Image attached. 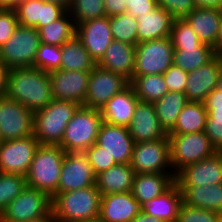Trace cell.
Segmentation results:
<instances>
[{
  "label": "cell",
  "mask_w": 222,
  "mask_h": 222,
  "mask_svg": "<svg viewBox=\"0 0 222 222\" xmlns=\"http://www.w3.org/2000/svg\"><path fill=\"white\" fill-rule=\"evenodd\" d=\"M215 222H222V214H220V215L218 216V218L216 219Z\"/></svg>",
  "instance_id": "obj_60"
},
{
  "label": "cell",
  "mask_w": 222,
  "mask_h": 222,
  "mask_svg": "<svg viewBox=\"0 0 222 222\" xmlns=\"http://www.w3.org/2000/svg\"><path fill=\"white\" fill-rule=\"evenodd\" d=\"M29 222H58V221L54 218V215L51 212L48 216H45L37 220H32Z\"/></svg>",
  "instance_id": "obj_56"
},
{
  "label": "cell",
  "mask_w": 222,
  "mask_h": 222,
  "mask_svg": "<svg viewBox=\"0 0 222 222\" xmlns=\"http://www.w3.org/2000/svg\"><path fill=\"white\" fill-rule=\"evenodd\" d=\"M168 138L171 167L175 174L185 166L197 163L218 152L204 131L188 134H168Z\"/></svg>",
  "instance_id": "obj_6"
},
{
  "label": "cell",
  "mask_w": 222,
  "mask_h": 222,
  "mask_svg": "<svg viewBox=\"0 0 222 222\" xmlns=\"http://www.w3.org/2000/svg\"><path fill=\"white\" fill-rule=\"evenodd\" d=\"M135 174L130 164H116L96 175L95 185L101 195L130 192Z\"/></svg>",
  "instance_id": "obj_30"
},
{
  "label": "cell",
  "mask_w": 222,
  "mask_h": 222,
  "mask_svg": "<svg viewBox=\"0 0 222 222\" xmlns=\"http://www.w3.org/2000/svg\"><path fill=\"white\" fill-rule=\"evenodd\" d=\"M80 222H103V221H101V220L98 218V219H94V220H90V221H80Z\"/></svg>",
  "instance_id": "obj_59"
},
{
  "label": "cell",
  "mask_w": 222,
  "mask_h": 222,
  "mask_svg": "<svg viewBox=\"0 0 222 222\" xmlns=\"http://www.w3.org/2000/svg\"><path fill=\"white\" fill-rule=\"evenodd\" d=\"M96 143L114 157L116 164H130L135 141L128 127L103 122Z\"/></svg>",
  "instance_id": "obj_18"
},
{
  "label": "cell",
  "mask_w": 222,
  "mask_h": 222,
  "mask_svg": "<svg viewBox=\"0 0 222 222\" xmlns=\"http://www.w3.org/2000/svg\"><path fill=\"white\" fill-rule=\"evenodd\" d=\"M196 7L218 8L222 10V0H194Z\"/></svg>",
  "instance_id": "obj_51"
},
{
  "label": "cell",
  "mask_w": 222,
  "mask_h": 222,
  "mask_svg": "<svg viewBox=\"0 0 222 222\" xmlns=\"http://www.w3.org/2000/svg\"><path fill=\"white\" fill-rule=\"evenodd\" d=\"M127 0H104L106 16L110 17L127 12Z\"/></svg>",
  "instance_id": "obj_49"
},
{
  "label": "cell",
  "mask_w": 222,
  "mask_h": 222,
  "mask_svg": "<svg viewBox=\"0 0 222 222\" xmlns=\"http://www.w3.org/2000/svg\"><path fill=\"white\" fill-rule=\"evenodd\" d=\"M40 43L39 30L18 25L13 35L0 47V63L9 69L33 67Z\"/></svg>",
  "instance_id": "obj_7"
},
{
  "label": "cell",
  "mask_w": 222,
  "mask_h": 222,
  "mask_svg": "<svg viewBox=\"0 0 222 222\" xmlns=\"http://www.w3.org/2000/svg\"><path fill=\"white\" fill-rule=\"evenodd\" d=\"M80 105L53 99L45 108L33 113V136L39 145H60L67 124Z\"/></svg>",
  "instance_id": "obj_3"
},
{
  "label": "cell",
  "mask_w": 222,
  "mask_h": 222,
  "mask_svg": "<svg viewBox=\"0 0 222 222\" xmlns=\"http://www.w3.org/2000/svg\"><path fill=\"white\" fill-rule=\"evenodd\" d=\"M129 85L142 102L154 103L169 92L162 74L133 75Z\"/></svg>",
  "instance_id": "obj_36"
},
{
  "label": "cell",
  "mask_w": 222,
  "mask_h": 222,
  "mask_svg": "<svg viewBox=\"0 0 222 222\" xmlns=\"http://www.w3.org/2000/svg\"><path fill=\"white\" fill-rule=\"evenodd\" d=\"M125 4L127 13L134 19H137L140 14L152 11L158 6L157 0H127Z\"/></svg>",
  "instance_id": "obj_48"
},
{
  "label": "cell",
  "mask_w": 222,
  "mask_h": 222,
  "mask_svg": "<svg viewBox=\"0 0 222 222\" xmlns=\"http://www.w3.org/2000/svg\"><path fill=\"white\" fill-rule=\"evenodd\" d=\"M102 123L103 118L99 109L79 106L67 124L59 146L65 152H84L97 142Z\"/></svg>",
  "instance_id": "obj_5"
},
{
  "label": "cell",
  "mask_w": 222,
  "mask_h": 222,
  "mask_svg": "<svg viewBox=\"0 0 222 222\" xmlns=\"http://www.w3.org/2000/svg\"><path fill=\"white\" fill-rule=\"evenodd\" d=\"M222 63L216 55L206 65L188 72L185 95L188 101L204 102L207 95L216 88Z\"/></svg>",
  "instance_id": "obj_22"
},
{
  "label": "cell",
  "mask_w": 222,
  "mask_h": 222,
  "mask_svg": "<svg viewBox=\"0 0 222 222\" xmlns=\"http://www.w3.org/2000/svg\"><path fill=\"white\" fill-rule=\"evenodd\" d=\"M218 91H220L222 93V68L218 77V80L216 82V88Z\"/></svg>",
  "instance_id": "obj_57"
},
{
  "label": "cell",
  "mask_w": 222,
  "mask_h": 222,
  "mask_svg": "<svg viewBox=\"0 0 222 222\" xmlns=\"http://www.w3.org/2000/svg\"><path fill=\"white\" fill-rule=\"evenodd\" d=\"M175 173H137L131 193L141 204L159 197L173 183Z\"/></svg>",
  "instance_id": "obj_27"
},
{
  "label": "cell",
  "mask_w": 222,
  "mask_h": 222,
  "mask_svg": "<svg viewBox=\"0 0 222 222\" xmlns=\"http://www.w3.org/2000/svg\"><path fill=\"white\" fill-rule=\"evenodd\" d=\"M95 177L85 152H66L62 162L58 192L94 186Z\"/></svg>",
  "instance_id": "obj_14"
},
{
  "label": "cell",
  "mask_w": 222,
  "mask_h": 222,
  "mask_svg": "<svg viewBox=\"0 0 222 222\" xmlns=\"http://www.w3.org/2000/svg\"><path fill=\"white\" fill-rule=\"evenodd\" d=\"M26 186V176L0 172V215Z\"/></svg>",
  "instance_id": "obj_39"
},
{
  "label": "cell",
  "mask_w": 222,
  "mask_h": 222,
  "mask_svg": "<svg viewBox=\"0 0 222 222\" xmlns=\"http://www.w3.org/2000/svg\"><path fill=\"white\" fill-rule=\"evenodd\" d=\"M222 63V49L216 54Z\"/></svg>",
  "instance_id": "obj_58"
},
{
  "label": "cell",
  "mask_w": 222,
  "mask_h": 222,
  "mask_svg": "<svg viewBox=\"0 0 222 222\" xmlns=\"http://www.w3.org/2000/svg\"><path fill=\"white\" fill-rule=\"evenodd\" d=\"M174 182L177 186H206L222 183V151L185 166L175 174Z\"/></svg>",
  "instance_id": "obj_16"
},
{
  "label": "cell",
  "mask_w": 222,
  "mask_h": 222,
  "mask_svg": "<svg viewBox=\"0 0 222 222\" xmlns=\"http://www.w3.org/2000/svg\"><path fill=\"white\" fill-rule=\"evenodd\" d=\"M51 200L44 191L26 186L0 215V222H29L48 216Z\"/></svg>",
  "instance_id": "obj_8"
},
{
  "label": "cell",
  "mask_w": 222,
  "mask_h": 222,
  "mask_svg": "<svg viewBox=\"0 0 222 222\" xmlns=\"http://www.w3.org/2000/svg\"><path fill=\"white\" fill-rule=\"evenodd\" d=\"M39 141L30 135L2 141L0 144V172L26 176Z\"/></svg>",
  "instance_id": "obj_13"
},
{
  "label": "cell",
  "mask_w": 222,
  "mask_h": 222,
  "mask_svg": "<svg viewBox=\"0 0 222 222\" xmlns=\"http://www.w3.org/2000/svg\"><path fill=\"white\" fill-rule=\"evenodd\" d=\"M170 37L137 43L133 75L163 74L173 65Z\"/></svg>",
  "instance_id": "obj_9"
},
{
  "label": "cell",
  "mask_w": 222,
  "mask_h": 222,
  "mask_svg": "<svg viewBox=\"0 0 222 222\" xmlns=\"http://www.w3.org/2000/svg\"><path fill=\"white\" fill-rule=\"evenodd\" d=\"M97 63L75 35L61 46V70L91 72Z\"/></svg>",
  "instance_id": "obj_31"
},
{
  "label": "cell",
  "mask_w": 222,
  "mask_h": 222,
  "mask_svg": "<svg viewBox=\"0 0 222 222\" xmlns=\"http://www.w3.org/2000/svg\"><path fill=\"white\" fill-rule=\"evenodd\" d=\"M43 1L58 4L64 7L67 11L69 10V7L71 6L72 3V0H43Z\"/></svg>",
  "instance_id": "obj_55"
},
{
  "label": "cell",
  "mask_w": 222,
  "mask_h": 222,
  "mask_svg": "<svg viewBox=\"0 0 222 222\" xmlns=\"http://www.w3.org/2000/svg\"><path fill=\"white\" fill-rule=\"evenodd\" d=\"M131 222H165V221L157 219L155 217H151L142 212L141 214L137 215Z\"/></svg>",
  "instance_id": "obj_52"
},
{
  "label": "cell",
  "mask_w": 222,
  "mask_h": 222,
  "mask_svg": "<svg viewBox=\"0 0 222 222\" xmlns=\"http://www.w3.org/2000/svg\"><path fill=\"white\" fill-rule=\"evenodd\" d=\"M175 18L161 7L137 17L138 43L170 37Z\"/></svg>",
  "instance_id": "obj_26"
},
{
  "label": "cell",
  "mask_w": 222,
  "mask_h": 222,
  "mask_svg": "<svg viewBox=\"0 0 222 222\" xmlns=\"http://www.w3.org/2000/svg\"><path fill=\"white\" fill-rule=\"evenodd\" d=\"M182 195L174 182L159 197L142 204V212L165 222H177Z\"/></svg>",
  "instance_id": "obj_29"
},
{
  "label": "cell",
  "mask_w": 222,
  "mask_h": 222,
  "mask_svg": "<svg viewBox=\"0 0 222 222\" xmlns=\"http://www.w3.org/2000/svg\"><path fill=\"white\" fill-rule=\"evenodd\" d=\"M182 203L222 214V183L203 186H178Z\"/></svg>",
  "instance_id": "obj_28"
},
{
  "label": "cell",
  "mask_w": 222,
  "mask_h": 222,
  "mask_svg": "<svg viewBox=\"0 0 222 222\" xmlns=\"http://www.w3.org/2000/svg\"><path fill=\"white\" fill-rule=\"evenodd\" d=\"M18 25L39 30L62 17L67 10L55 3L43 0H22L14 7Z\"/></svg>",
  "instance_id": "obj_20"
},
{
  "label": "cell",
  "mask_w": 222,
  "mask_h": 222,
  "mask_svg": "<svg viewBox=\"0 0 222 222\" xmlns=\"http://www.w3.org/2000/svg\"><path fill=\"white\" fill-rule=\"evenodd\" d=\"M138 101L139 98L135 95L133 88L128 85L100 109L103 122L128 127Z\"/></svg>",
  "instance_id": "obj_23"
},
{
  "label": "cell",
  "mask_w": 222,
  "mask_h": 222,
  "mask_svg": "<svg viewBox=\"0 0 222 222\" xmlns=\"http://www.w3.org/2000/svg\"><path fill=\"white\" fill-rule=\"evenodd\" d=\"M22 0H0V8H14Z\"/></svg>",
  "instance_id": "obj_54"
},
{
  "label": "cell",
  "mask_w": 222,
  "mask_h": 222,
  "mask_svg": "<svg viewBox=\"0 0 222 222\" xmlns=\"http://www.w3.org/2000/svg\"><path fill=\"white\" fill-rule=\"evenodd\" d=\"M18 26L14 8H0V47L13 35Z\"/></svg>",
  "instance_id": "obj_47"
},
{
  "label": "cell",
  "mask_w": 222,
  "mask_h": 222,
  "mask_svg": "<svg viewBox=\"0 0 222 222\" xmlns=\"http://www.w3.org/2000/svg\"><path fill=\"white\" fill-rule=\"evenodd\" d=\"M128 130L135 143L157 141L168 135L160 125L154 104L142 101L135 107Z\"/></svg>",
  "instance_id": "obj_19"
},
{
  "label": "cell",
  "mask_w": 222,
  "mask_h": 222,
  "mask_svg": "<svg viewBox=\"0 0 222 222\" xmlns=\"http://www.w3.org/2000/svg\"><path fill=\"white\" fill-rule=\"evenodd\" d=\"M173 48V65L180 67L186 72L206 65L216 56L214 48L205 43H202L200 46Z\"/></svg>",
  "instance_id": "obj_33"
},
{
  "label": "cell",
  "mask_w": 222,
  "mask_h": 222,
  "mask_svg": "<svg viewBox=\"0 0 222 222\" xmlns=\"http://www.w3.org/2000/svg\"><path fill=\"white\" fill-rule=\"evenodd\" d=\"M135 173H174L168 135L157 141L135 143L130 161Z\"/></svg>",
  "instance_id": "obj_10"
},
{
  "label": "cell",
  "mask_w": 222,
  "mask_h": 222,
  "mask_svg": "<svg viewBox=\"0 0 222 222\" xmlns=\"http://www.w3.org/2000/svg\"><path fill=\"white\" fill-rule=\"evenodd\" d=\"M40 42L62 46L76 35V25L67 11L62 17L39 29Z\"/></svg>",
  "instance_id": "obj_37"
},
{
  "label": "cell",
  "mask_w": 222,
  "mask_h": 222,
  "mask_svg": "<svg viewBox=\"0 0 222 222\" xmlns=\"http://www.w3.org/2000/svg\"><path fill=\"white\" fill-rule=\"evenodd\" d=\"M162 75L169 91L185 92L188 72L180 67L171 65Z\"/></svg>",
  "instance_id": "obj_46"
},
{
  "label": "cell",
  "mask_w": 222,
  "mask_h": 222,
  "mask_svg": "<svg viewBox=\"0 0 222 222\" xmlns=\"http://www.w3.org/2000/svg\"><path fill=\"white\" fill-rule=\"evenodd\" d=\"M6 96L33 113L45 108L53 100L49 72L36 67L10 69Z\"/></svg>",
  "instance_id": "obj_1"
},
{
  "label": "cell",
  "mask_w": 222,
  "mask_h": 222,
  "mask_svg": "<svg viewBox=\"0 0 222 222\" xmlns=\"http://www.w3.org/2000/svg\"><path fill=\"white\" fill-rule=\"evenodd\" d=\"M129 85L122 75L96 66L91 72L83 106L101 109L115 94Z\"/></svg>",
  "instance_id": "obj_12"
},
{
  "label": "cell",
  "mask_w": 222,
  "mask_h": 222,
  "mask_svg": "<svg viewBox=\"0 0 222 222\" xmlns=\"http://www.w3.org/2000/svg\"><path fill=\"white\" fill-rule=\"evenodd\" d=\"M170 39L173 47L200 46L202 42L184 19H175Z\"/></svg>",
  "instance_id": "obj_42"
},
{
  "label": "cell",
  "mask_w": 222,
  "mask_h": 222,
  "mask_svg": "<svg viewBox=\"0 0 222 222\" xmlns=\"http://www.w3.org/2000/svg\"><path fill=\"white\" fill-rule=\"evenodd\" d=\"M220 214L181 203L177 222H215Z\"/></svg>",
  "instance_id": "obj_44"
},
{
  "label": "cell",
  "mask_w": 222,
  "mask_h": 222,
  "mask_svg": "<svg viewBox=\"0 0 222 222\" xmlns=\"http://www.w3.org/2000/svg\"><path fill=\"white\" fill-rule=\"evenodd\" d=\"M61 64V46L40 43L34 66L44 72L59 70Z\"/></svg>",
  "instance_id": "obj_41"
},
{
  "label": "cell",
  "mask_w": 222,
  "mask_h": 222,
  "mask_svg": "<svg viewBox=\"0 0 222 222\" xmlns=\"http://www.w3.org/2000/svg\"><path fill=\"white\" fill-rule=\"evenodd\" d=\"M65 154L59 145H39L26 175L27 186L42 190L51 198L57 194Z\"/></svg>",
  "instance_id": "obj_4"
},
{
  "label": "cell",
  "mask_w": 222,
  "mask_h": 222,
  "mask_svg": "<svg viewBox=\"0 0 222 222\" xmlns=\"http://www.w3.org/2000/svg\"><path fill=\"white\" fill-rule=\"evenodd\" d=\"M135 50V45L113 40L97 65L130 81L135 66Z\"/></svg>",
  "instance_id": "obj_25"
},
{
  "label": "cell",
  "mask_w": 222,
  "mask_h": 222,
  "mask_svg": "<svg viewBox=\"0 0 222 222\" xmlns=\"http://www.w3.org/2000/svg\"><path fill=\"white\" fill-rule=\"evenodd\" d=\"M33 135V112L7 96L0 97V137L2 141Z\"/></svg>",
  "instance_id": "obj_11"
},
{
  "label": "cell",
  "mask_w": 222,
  "mask_h": 222,
  "mask_svg": "<svg viewBox=\"0 0 222 222\" xmlns=\"http://www.w3.org/2000/svg\"><path fill=\"white\" fill-rule=\"evenodd\" d=\"M222 49V16L219 25V31L216 40V54Z\"/></svg>",
  "instance_id": "obj_53"
},
{
  "label": "cell",
  "mask_w": 222,
  "mask_h": 222,
  "mask_svg": "<svg viewBox=\"0 0 222 222\" xmlns=\"http://www.w3.org/2000/svg\"><path fill=\"white\" fill-rule=\"evenodd\" d=\"M49 75L53 99L84 105L90 72L59 69Z\"/></svg>",
  "instance_id": "obj_15"
},
{
  "label": "cell",
  "mask_w": 222,
  "mask_h": 222,
  "mask_svg": "<svg viewBox=\"0 0 222 222\" xmlns=\"http://www.w3.org/2000/svg\"><path fill=\"white\" fill-rule=\"evenodd\" d=\"M76 36L91 57L98 63L104 56L106 48L113 41L109 17L91 19L76 25Z\"/></svg>",
  "instance_id": "obj_17"
},
{
  "label": "cell",
  "mask_w": 222,
  "mask_h": 222,
  "mask_svg": "<svg viewBox=\"0 0 222 222\" xmlns=\"http://www.w3.org/2000/svg\"><path fill=\"white\" fill-rule=\"evenodd\" d=\"M222 10L218 8L196 7L183 19L189 24L202 43L212 46L216 52Z\"/></svg>",
  "instance_id": "obj_24"
},
{
  "label": "cell",
  "mask_w": 222,
  "mask_h": 222,
  "mask_svg": "<svg viewBox=\"0 0 222 222\" xmlns=\"http://www.w3.org/2000/svg\"><path fill=\"white\" fill-rule=\"evenodd\" d=\"M9 68L0 63V97L6 96Z\"/></svg>",
  "instance_id": "obj_50"
},
{
  "label": "cell",
  "mask_w": 222,
  "mask_h": 222,
  "mask_svg": "<svg viewBox=\"0 0 222 222\" xmlns=\"http://www.w3.org/2000/svg\"><path fill=\"white\" fill-rule=\"evenodd\" d=\"M68 12L75 25L106 16L104 0H72Z\"/></svg>",
  "instance_id": "obj_40"
},
{
  "label": "cell",
  "mask_w": 222,
  "mask_h": 222,
  "mask_svg": "<svg viewBox=\"0 0 222 222\" xmlns=\"http://www.w3.org/2000/svg\"><path fill=\"white\" fill-rule=\"evenodd\" d=\"M203 103L207 110L204 132L217 150L222 151V93L214 89Z\"/></svg>",
  "instance_id": "obj_34"
},
{
  "label": "cell",
  "mask_w": 222,
  "mask_h": 222,
  "mask_svg": "<svg viewBox=\"0 0 222 222\" xmlns=\"http://www.w3.org/2000/svg\"><path fill=\"white\" fill-rule=\"evenodd\" d=\"M157 4L175 19H183L196 8L194 0H157Z\"/></svg>",
  "instance_id": "obj_45"
},
{
  "label": "cell",
  "mask_w": 222,
  "mask_h": 222,
  "mask_svg": "<svg viewBox=\"0 0 222 222\" xmlns=\"http://www.w3.org/2000/svg\"><path fill=\"white\" fill-rule=\"evenodd\" d=\"M187 103L185 93L171 91L153 103L160 125L167 133L174 127L179 113Z\"/></svg>",
  "instance_id": "obj_35"
},
{
  "label": "cell",
  "mask_w": 222,
  "mask_h": 222,
  "mask_svg": "<svg viewBox=\"0 0 222 222\" xmlns=\"http://www.w3.org/2000/svg\"><path fill=\"white\" fill-rule=\"evenodd\" d=\"M101 194L96 185L84 189L58 192L52 197L51 210L58 222L98 219Z\"/></svg>",
  "instance_id": "obj_2"
},
{
  "label": "cell",
  "mask_w": 222,
  "mask_h": 222,
  "mask_svg": "<svg viewBox=\"0 0 222 222\" xmlns=\"http://www.w3.org/2000/svg\"><path fill=\"white\" fill-rule=\"evenodd\" d=\"M84 152L89 159V163L95 176L116 165L114 157H111L110 154L97 143H94Z\"/></svg>",
  "instance_id": "obj_43"
},
{
  "label": "cell",
  "mask_w": 222,
  "mask_h": 222,
  "mask_svg": "<svg viewBox=\"0 0 222 222\" xmlns=\"http://www.w3.org/2000/svg\"><path fill=\"white\" fill-rule=\"evenodd\" d=\"M109 24L114 41L137 45V19L127 12L109 17Z\"/></svg>",
  "instance_id": "obj_38"
},
{
  "label": "cell",
  "mask_w": 222,
  "mask_h": 222,
  "mask_svg": "<svg viewBox=\"0 0 222 222\" xmlns=\"http://www.w3.org/2000/svg\"><path fill=\"white\" fill-rule=\"evenodd\" d=\"M207 110L203 102L188 101L168 134H188L205 130Z\"/></svg>",
  "instance_id": "obj_32"
},
{
  "label": "cell",
  "mask_w": 222,
  "mask_h": 222,
  "mask_svg": "<svg viewBox=\"0 0 222 222\" xmlns=\"http://www.w3.org/2000/svg\"><path fill=\"white\" fill-rule=\"evenodd\" d=\"M142 213V204L131 191L101 195L99 219L103 222H131Z\"/></svg>",
  "instance_id": "obj_21"
}]
</instances>
